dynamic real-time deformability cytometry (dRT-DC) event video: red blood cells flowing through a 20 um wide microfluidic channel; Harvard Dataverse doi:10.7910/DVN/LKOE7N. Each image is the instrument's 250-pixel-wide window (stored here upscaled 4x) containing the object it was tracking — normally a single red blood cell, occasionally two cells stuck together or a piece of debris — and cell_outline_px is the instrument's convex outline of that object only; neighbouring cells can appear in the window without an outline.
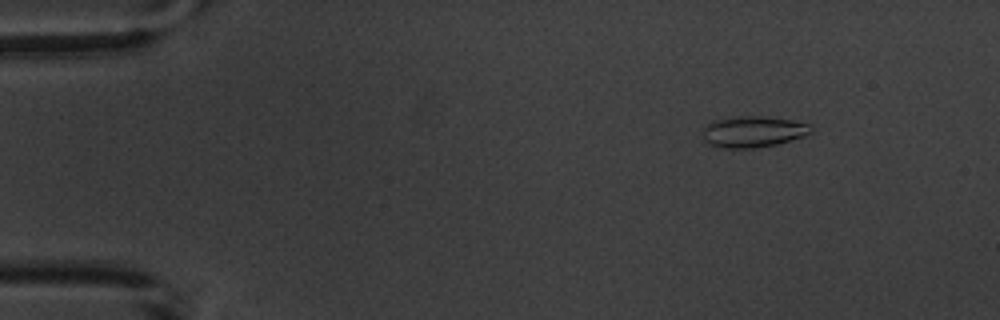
{"species": "common noctule bat (a hibernating species)", "species_latin": "Nyctalus noctula", "temperature_condition": "warm", "stored_images_in_passage": 4, "camera_frame_rate_fps": 3000, "um_per_image_px": 0.085, "animal": {"sex": "male", "body_mass_g": 20.1, "forearm_length_mm": 53.5}, "frame": {"image": 1, "passage_image": 2, "time_ms": 1.333, "image_size_px": [1000, 320], "cell_outline_px": [[816, 128], [812, 132], [804, 136], [776, 144], [752, 148], [724, 148], [704, 144], [704, 128], [712, 120], [736, 116], [768, 116], [792, 120], [808, 124]], "centroid_in_image_um": [64.02, 11.18], "position_along_channel_um": 21.0, "area_um2": 19.88}}
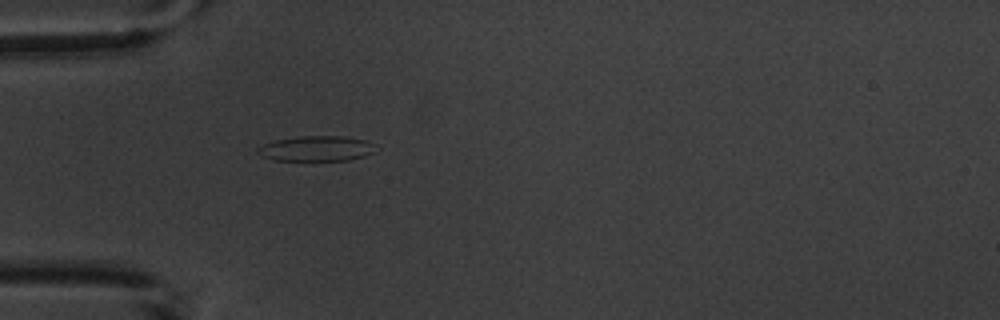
{"frame": {"image": 2, "passage_image": 4, "time_ms": 4.667, "image_size_px": [1000, 320], "cell_outline_px": [[380, 148], [364, 156], [348, 160], [276, 160], [260, 156], [256, 152], [256, 148], [264, 144], [276, 140], [300, 136], [344, 136], [364, 140], [376, 144]], "centroid_in_image_um": [26.92, 12.62], "position_along_channel_um": 58.1, "area_um2": 17.4}}